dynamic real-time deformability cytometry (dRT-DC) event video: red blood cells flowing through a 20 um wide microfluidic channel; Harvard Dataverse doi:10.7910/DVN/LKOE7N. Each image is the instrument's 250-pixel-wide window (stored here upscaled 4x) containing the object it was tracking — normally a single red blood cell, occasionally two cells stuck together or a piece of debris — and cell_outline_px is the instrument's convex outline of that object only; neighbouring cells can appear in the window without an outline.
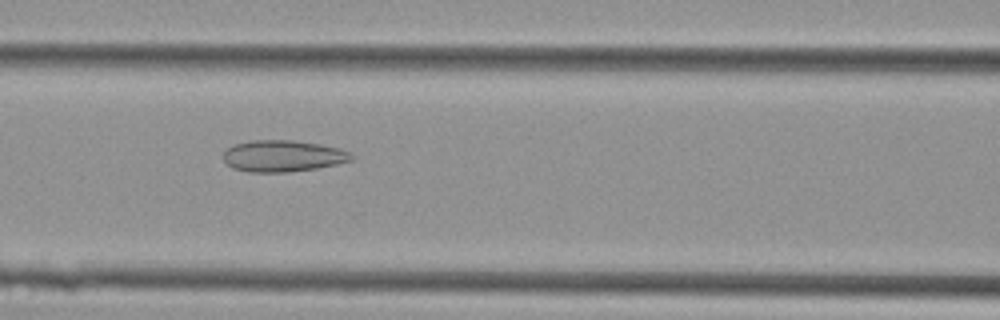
{"species": "Egyptian fruit bat (a non-hibernating species)", "species_latin": "Rousettus aegyptiacus", "temperature_condition": "cold", "stored_images_in_passage": 42, "camera_frame_rate_fps": 3000, "um_per_image_px": 0.085, "animal": {"sex": "female"}, "frame": {"image": 1, "passage_image": 19, "time_ms": 6.0, "image_size_px": [1000, 320], "cell_outline_px": [[356, 156], [352, 160], [336, 164], [316, 168], [288, 172], [248, 172], [232, 168], [224, 160], [224, 152], [232, 144], [248, 140], [292, 140], [320, 144], [340, 148]], "centroid_in_image_um": [24.03, 13.25], "position_along_channel_um": 142.6, "area_um2": 23.64}}
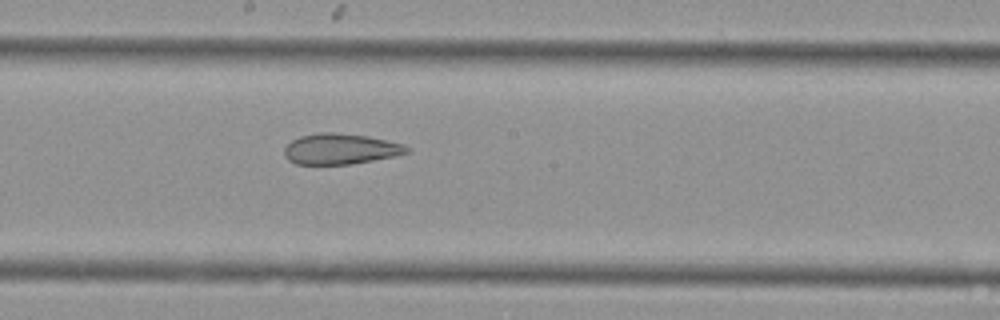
{"frame": {"image": 2, "passage_image": 24, "time_ms": 7.667, "image_size_px": [1000, 320], "cell_outline_px": [[412, 148], [408, 152], [392, 156], [352, 164], [296, 164], [288, 160], [284, 156], [284, 148], [292, 140], [300, 136], [320, 132], [336, 132], [368, 136], [404, 144]], "centroid_in_image_um": [28.92, 12.65], "position_along_channel_um": 219.3, "area_um2": 21.91}}
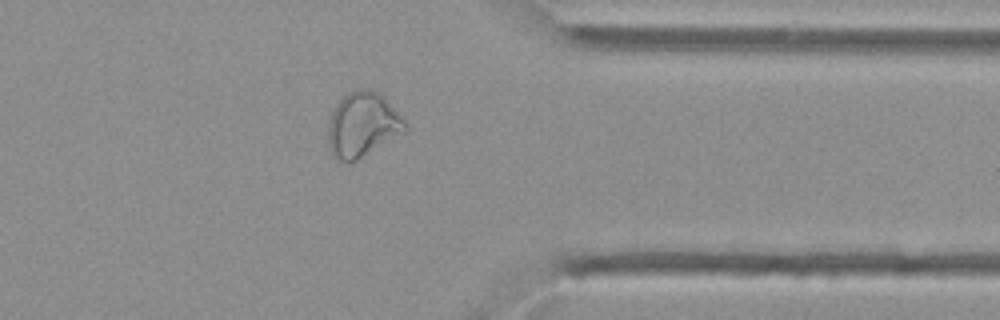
{"frame": {"image": 3, "passage_image": 35, "time_ms": 11.333, "image_size_px": [1000, 320], "cell_outline_px": [[408, 128], [404, 132], [356, 160], [348, 164], [332, 156], [328, 144], [328, 120], [336, 104], [348, 92], [356, 88], [372, 88], [380, 92], [384, 96], [408, 124]], "centroid_in_image_um": [30.8, 10.57], "position_along_channel_um": 380.6, "area_um2": 29.25}}